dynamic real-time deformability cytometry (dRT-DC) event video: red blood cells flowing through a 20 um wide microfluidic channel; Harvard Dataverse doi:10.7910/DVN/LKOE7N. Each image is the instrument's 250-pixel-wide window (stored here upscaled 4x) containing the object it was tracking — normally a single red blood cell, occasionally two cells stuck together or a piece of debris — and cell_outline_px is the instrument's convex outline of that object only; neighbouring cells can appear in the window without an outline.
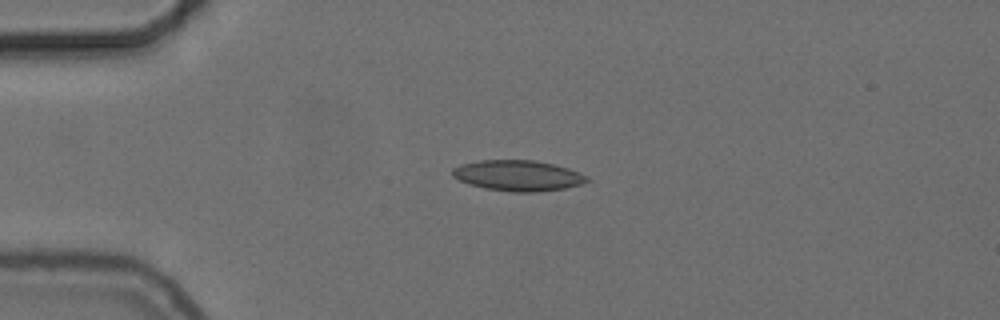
{"species": "common noctule bat (a hibernating species)", "species_latin": "Nyctalus noctula", "temperature_condition": "cold", "stored_images_in_passage": 36, "camera_frame_rate_fps": 3000, "um_per_image_px": 0.085, "animal": {"sex": "female", "body_mass_g": 24.6, "forearm_length_mm": 56.2}, "frame": {"image": 1, "passage_image": 1, "time_ms": 0.0, "image_size_px": [1000, 320], "cell_outline_px": [[592, 180], [580, 184], [564, 188], [536, 192], [512, 192], [484, 188], [468, 184], [452, 176], [452, 168], [460, 164], [480, 160], [536, 160], [568, 168], [580, 172], [588, 176]], "centroid_in_image_um": [44.03, 14.92], "position_along_channel_um": 41.0, "area_um2": 24.16}}
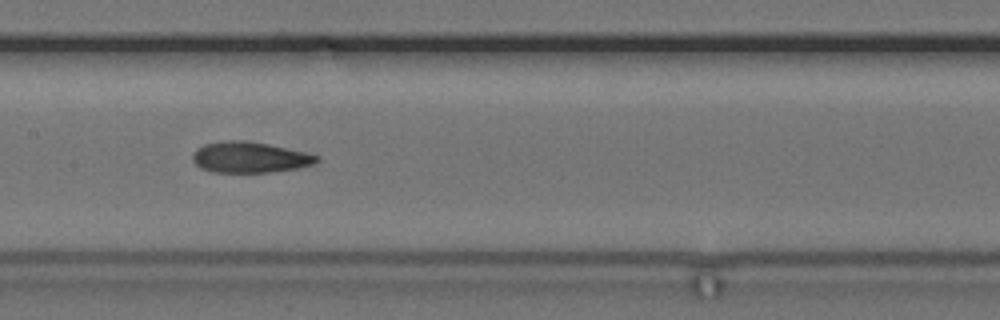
{"frame": {"image": 2, "passage_image": 15, "time_ms": 4.667, "image_size_px": [1000, 320], "cell_outline_px": [[320, 160], [312, 164], [296, 168], [272, 172], [212, 172], [200, 168], [192, 160], [192, 156], [196, 148], [204, 144], [228, 140], [248, 140], [268, 144], [304, 152], [320, 156]], "centroid_in_image_um": [21.2, 13.37], "position_along_channel_um": 186.2, "area_um2": 22.31}}
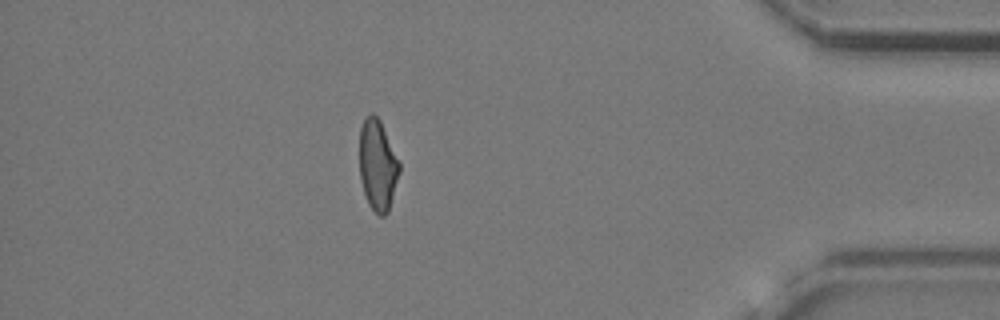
{"frame": {"image": 3, "passage_image": 36, "time_ms": 11.667, "image_size_px": [1000, 320], "cell_outline_px": [[400, 172], [388, 212], [384, 216], [380, 216], [368, 204], [360, 180], [360, 128], [364, 120], [372, 112], [380, 120], [400, 164]], "centroid_in_image_um": [32.1, 14.05], "position_along_channel_um": 403.1, "area_um2": 20.87}, "authors_computed_cell_mechanics": {"area_um2": 21.5883, "velocity_mm_per_s": 3.7257, "shape_relaxation_time_tau1_ms": 9.7074, "shape_relaxation_time_tau2_ms": 3.4056, "deformation_change_tau1": 0.187, "deformation_change_tau2": 0.1083}}